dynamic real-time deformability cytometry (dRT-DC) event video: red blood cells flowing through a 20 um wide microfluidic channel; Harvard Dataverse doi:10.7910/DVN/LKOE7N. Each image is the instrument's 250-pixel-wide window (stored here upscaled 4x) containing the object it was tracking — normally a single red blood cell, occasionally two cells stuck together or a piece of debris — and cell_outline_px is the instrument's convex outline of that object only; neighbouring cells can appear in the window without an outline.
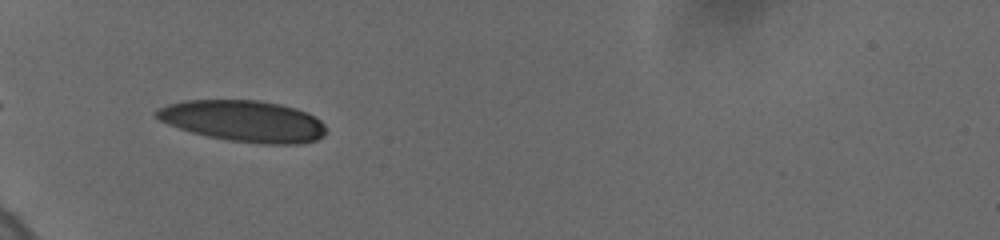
{"species": "human", "species_latin": "Homo sapiens", "temperature_condition": "cold", "stored_images_in_passage": 4, "camera_frame_rate_fps": 3000, "um_per_image_px": 0.085, "donor": {"sex": "female"}, "frame": {"image": 1, "passage_image": 1, "time_ms": 0.0, "image_size_px": [1000, 240], "cell_outline_px": [[324, 136], [316, 140], [300, 144], [260, 144], [228, 140], [208, 136], [192, 132], [168, 124], [160, 120], [152, 112], [168, 104], [184, 100], [256, 100], [280, 104], [296, 108], [308, 112], [320, 120], [324, 124]], "centroid_in_image_um": [20.72, 10.29], "position_along_channel_um": 64.3, "area_um2": 40.86}}